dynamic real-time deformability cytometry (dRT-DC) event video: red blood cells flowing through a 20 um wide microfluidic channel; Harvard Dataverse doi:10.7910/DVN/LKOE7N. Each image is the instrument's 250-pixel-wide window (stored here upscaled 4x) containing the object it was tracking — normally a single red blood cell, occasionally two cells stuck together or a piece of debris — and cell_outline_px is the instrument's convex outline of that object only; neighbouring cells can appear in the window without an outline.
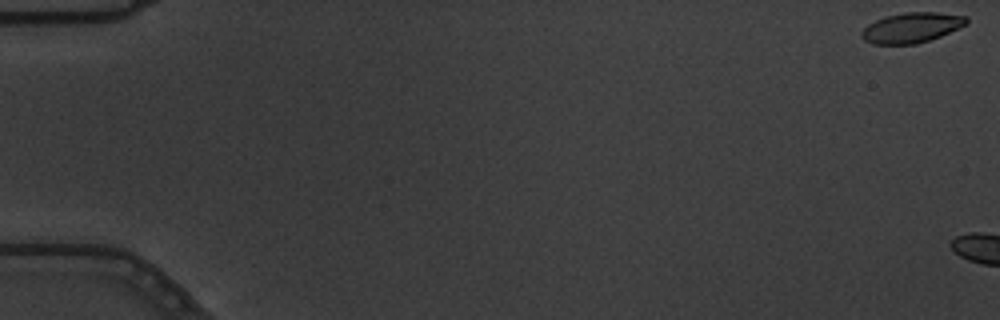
{"species": "common noctule bat (a hibernating species)", "species_latin": "Nyctalus noctula", "temperature_condition": "warm", "stored_images_in_passage": 3, "camera_frame_rate_fps": 3000, "um_per_image_px": 0.085, "animal": {"sex": "male", "body_mass_g": 19.5, "forearm_length_mm": 54.6}, "frame": {"image": 1, "passage_image": 1, "time_ms": 0.0, "image_size_px": [1000, 320], "cell_outline_px": [[968, 24], [940, 36], [916, 44], [872, 44], [864, 40], [860, 36], [860, 32], [868, 24], [876, 20], [888, 16], [904, 12], [936, 12], [968, 16]], "centroid_in_image_um": [77.49, 2.35], "position_along_channel_um": 7.5, "area_um2": 18.44}}